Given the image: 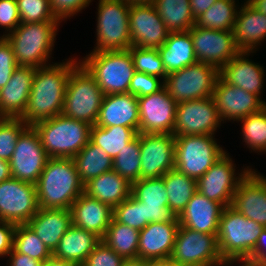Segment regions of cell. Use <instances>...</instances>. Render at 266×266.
Instances as JSON below:
<instances>
[{"mask_svg":"<svg viewBox=\"0 0 266 266\" xmlns=\"http://www.w3.org/2000/svg\"><path fill=\"white\" fill-rule=\"evenodd\" d=\"M74 60L36 68L28 103L20 117L28 126L62 114L69 75L79 64Z\"/></svg>","mask_w":266,"mask_h":266,"instance_id":"1","label":"cell"},{"mask_svg":"<svg viewBox=\"0 0 266 266\" xmlns=\"http://www.w3.org/2000/svg\"><path fill=\"white\" fill-rule=\"evenodd\" d=\"M39 208L70 209L84 193L72 158H50L36 183Z\"/></svg>","mask_w":266,"mask_h":266,"instance_id":"2","label":"cell"},{"mask_svg":"<svg viewBox=\"0 0 266 266\" xmlns=\"http://www.w3.org/2000/svg\"><path fill=\"white\" fill-rule=\"evenodd\" d=\"M61 21L20 23L11 33L2 35L10 43L18 66H47Z\"/></svg>","mask_w":266,"mask_h":266,"instance_id":"3","label":"cell"},{"mask_svg":"<svg viewBox=\"0 0 266 266\" xmlns=\"http://www.w3.org/2000/svg\"><path fill=\"white\" fill-rule=\"evenodd\" d=\"M264 228L232 206L224 207L217 233L219 250L224 261L231 265L250 258Z\"/></svg>","mask_w":266,"mask_h":266,"instance_id":"4","label":"cell"},{"mask_svg":"<svg viewBox=\"0 0 266 266\" xmlns=\"http://www.w3.org/2000/svg\"><path fill=\"white\" fill-rule=\"evenodd\" d=\"M32 127L50 158H73L90 141L92 125L60 114Z\"/></svg>","mask_w":266,"mask_h":266,"instance_id":"5","label":"cell"},{"mask_svg":"<svg viewBox=\"0 0 266 266\" xmlns=\"http://www.w3.org/2000/svg\"><path fill=\"white\" fill-rule=\"evenodd\" d=\"M79 63L95 79L104 95L129 93L135 68L129 50L90 53Z\"/></svg>","mask_w":266,"mask_h":266,"instance_id":"6","label":"cell"},{"mask_svg":"<svg viewBox=\"0 0 266 266\" xmlns=\"http://www.w3.org/2000/svg\"><path fill=\"white\" fill-rule=\"evenodd\" d=\"M103 98L95 79L79 63L69 75L62 114L93 126Z\"/></svg>","mask_w":266,"mask_h":266,"instance_id":"7","label":"cell"},{"mask_svg":"<svg viewBox=\"0 0 266 266\" xmlns=\"http://www.w3.org/2000/svg\"><path fill=\"white\" fill-rule=\"evenodd\" d=\"M130 5L126 0H99L97 44L91 53L128 50L132 46L129 26Z\"/></svg>","mask_w":266,"mask_h":266,"instance_id":"8","label":"cell"},{"mask_svg":"<svg viewBox=\"0 0 266 266\" xmlns=\"http://www.w3.org/2000/svg\"><path fill=\"white\" fill-rule=\"evenodd\" d=\"M225 153L213 135H175V169L196 180Z\"/></svg>","mask_w":266,"mask_h":266,"instance_id":"9","label":"cell"},{"mask_svg":"<svg viewBox=\"0 0 266 266\" xmlns=\"http://www.w3.org/2000/svg\"><path fill=\"white\" fill-rule=\"evenodd\" d=\"M170 258L178 266H228L221 256L217 235L181 225Z\"/></svg>","mask_w":266,"mask_h":266,"instance_id":"10","label":"cell"},{"mask_svg":"<svg viewBox=\"0 0 266 266\" xmlns=\"http://www.w3.org/2000/svg\"><path fill=\"white\" fill-rule=\"evenodd\" d=\"M219 70L209 64L196 62L167 74L164 87L176 103L212 97Z\"/></svg>","mask_w":266,"mask_h":266,"instance_id":"11","label":"cell"},{"mask_svg":"<svg viewBox=\"0 0 266 266\" xmlns=\"http://www.w3.org/2000/svg\"><path fill=\"white\" fill-rule=\"evenodd\" d=\"M49 159L38 133L28 126L18 137L9 160L11 177L36 184Z\"/></svg>","mask_w":266,"mask_h":266,"instance_id":"12","label":"cell"},{"mask_svg":"<svg viewBox=\"0 0 266 266\" xmlns=\"http://www.w3.org/2000/svg\"><path fill=\"white\" fill-rule=\"evenodd\" d=\"M38 209L36 184L14 177L0 183V221L27 224Z\"/></svg>","mask_w":266,"mask_h":266,"instance_id":"13","label":"cell"},{"mask_svg":"<svg viewBox=\"0 0 266 266\" xmlns=\"http://www.w3.org/2000/svg\"><path fill=\"white\" fill-rule=\"evenodd\" d=\"M221 119L212 97L177 104L174 135H214Z\"/></svg>","mask_w":266,"mask_h":266,"instance_id":"14","label":"cell"},{"mask_svg":"<svg viewBox=\"0 0 266 266\" xmlns=\"http://www.w3.org/2000/svg\"><path fill=\"white\" fill-rule=\"evenodd\" d=\"M235 167L228 153H225L197 180V191L224 207L231 206L240 181L251 170L247 167L235 177Z\"/></svg>","mask_w":266,"mask_h":266,"instance_id":"15","label":"cell"},{"mask_svg":"<svg viewBox=\"0 0 266 266\" xmlns=\"http://www.w3.org/2000/svg\"><path fill=\"white\" fill-rule=\"evenodd\" d=\"M197 62L212 65L219 71L240 51L233 31H219L194 25L189 29Z\"/></svg>","mask_w":266,"mask_h":266,"instance_id":"16","label":"cell"},{"mask_svg":"<svg viewBox=\"0 0 266 266\" xmlns=\"http://www.w3.org/2000/svg\"><path fill=\"white\" fill-rule=\"evenodd\" d=\"M140 179L160 178L175 168V135L140 133Z\"/></svg>","mask_w":266,"mask_h":266,"instance_id":"17","label":"cell"},{"mask_svg":"<svg viewBox=\"0 0 266 266\" xmlns=\"http://www.w3.org/2000/svg\"><path fill=\"white\" fill-rule=\"evenodd\" d=\"M137 100L139 133L174 134L177 103L165 87Z\"/></svg>","mask_w":266,"mask_h":266,"instance_id":"18","label":"cell"},{"mask_svg":"<svg viewBox=\"0 0 266 266\" xmlns=\"http://www.w3.org/2000/svg\"><path fill=\"white\" fill-rule=\"evenodd\" d=\"M129 26L132 46L141 48L158 49L170 33L152 3L131 4Z\"/></svg>","mask_w":266,"mask_h":266,"instance_id":"19","label":"cell"},{"mask_svg":"<svg viewBox=\"0 0 266 266\" xmlns=\"http://www.w3.org/2000/svg\"><path fill=\"white\" fill-rule=\"evenodd\" d=\"M212 98L223 122L227 119L238 121L266 106V102L257 95L229 85L220 76L215 84Z\"/></svg>","mask_w":266,"mask_h":266,"instance_id":"20","label":"cell"},{"mask_svg":"<svg viewBox=\"0 0 266 266\" xmlns=\"http://www.w3.org/2000/svg\"><path fill=\"white\" fill-rule=\"evenodd\" d=\"M252 170L240 181L231 206L266 228V177Z\"/></svg>","mask_w":266,"mask_h":266,"instance_id":"21","label":"cell"},{"mask_svg":"<svg viewBox=\"0 0 266 266\" xmlns=\"http://www.w3.org/2000/svg\"><path fill=\"white\" fill-rule=\"evenodd\" d=\"M131 195L143 203L147 223H166L177 218L169 208L163 177L137 180L131 184Z\"/></svg>","mask_w":266,"mask_h":266,"instance_id":"22","label":"cell"},{"mask_svg":"<svg viewBox=\"0 0 266 266\" xmlns=\"http://www.w3.org/2000/svg\"><path fill=\"white\" fill-rule=\"evenodd\" d=\"M179 226L178 217L171 222L148 223L140 231L138 258L152 260L171 257Z\"/></svg>","mask_w":266,"mask_h":266,"instance_id":"23","label":"cell"},{"mask_svg":"<svg viewBox=\"0 0 266 266\" xmlns=\"http://www.w3.org/2000/svg\"><path fill=\"white\" fill-rule=\"evenodd\" d=\"M36 68L18 66L0 89V117L20 118L27 106Z\"/></svg>","mask_w":266,"mask_h":266,"instance_id":"24","label":"cell"},{"mask_svg":"<svg viewBox=\"0 0 266 266\" xmlns=\"http://www.w3.org/2000/svg\"><path fill=\"white\" fill-rule=\"evenodd\" d=\"M95 125L126 126L139 133L137 97L130 93L104 95Z\"/></svg>","mask_w":266,"mask_h":266,"instance_id":"25","label":"cell"},{"mask_svg":"<svg viewBox=\"0 0 266 266\" xmlns=\"http://www.w3.org/2000/svg\"><path fill=\"white\" fill-rule=\"evenodd\" d=\"M223 209L221 203L209 200L196 191L178 217L179 224L198 232L217 235Z\"/></svg>","mask_w":266,"mask_h":266,"instance_id":"26","label":"cell"},{"mask_svg":"<svg viewBox=\"0 0 266 266\" xmlns=\"http://www.w3.org/2000/svg\"><path fill=\"white\" fill-rule=\"evenodd\" d=\"M252 51H239L219 71V76L229 85L261 97V90L264 82V68L258 63L247 59ZM246 57V58H245Z\"/></svg>","mask_w":266,"mask_h":266,"instance_id":"27","label":"cell"},{"mask_svg":"<svg viewBox=\"0 0 266 266\" xmlns=\"http://www.w3.org/2000/svg\"><path fill=\"white\" fill-rule=\"evenodd\" d=\"M72 224L94 232L102 238L113 218V209L99 200L82 193L72 204Z\"/></svg>","mask_w":266,"mask_h":266,"instance_id":"28","label":"cell"},{"mask_svg":"<svg viewBox=\"0 0 266 266\" xmlns=\"http://www.w3.org/2000/svg\"><path fill=\"white\" fill-rule=\"evenodd\" d=\"M27 225L53 252L72 225V213L70 209L39 208Z\"/></svg>","mask_w":266,"mask_h":266,"instance_id":"29","label":"cell"},{"mask_svg":"<svg viewBox=\"0 0 266 266\" xmlns=\"http://www.w3.org/2000/svg\"><path fill=\"white\" fill-rule=\"evenodd\" d=\"M233 35L240 51L255 52L254 48L266 38V15L246 1L237 12Z\"/></svg>","mask_w":266,"mask_h":266,"instance_id":"30","label":"cell"},{"mask_svg":"<svg viewBox=\"0 0 266 266\" xmlns=\"http://www.w3.org/2000/svg\"><path fill=\"white\" fill-rule=\"evenodd\" d=\"M101 238L94 232L71 225L61 237L52 256L82 266L88 255L100 243Z\"/></svg>","mask_w":266,"mask_h":266,"instance_id":"31","label":"cell"},{"mask_svg":"<svg viewBox=\"0 0 266 266\" xmlns=\"http://www.w3.org/2000/svg\"><path fill=\"white\" fill-rule=\"evenodd\" d=\"M84 193L113 209L131 195V183L112 169L86 183Z\"/></svg>","mask_w":266,"mask_h":266,"instance_id":"32","label":"cell"},{"mask_svg":"<svg viewBox=\"0 0 266 266\" xmlns=\"http://www.w3.org/2000/svg\"><path fill=\"white\" fill-rule=\"evenodd\" d=\"M158 52L167 74L197 62L189 31L169 33L165 43L158 48Z\"/></svg>","mask_w":266,"mask_h":266,"instance_id":"33","label":"cell"},{"mask_svg":"<svg viewBox=\"0 0 266 266\" xmlns=\"http://www.w3.org/2000/svg\"><path fill=\"white\" fill-rule=\"evenodd\" d=\"M72 159L84 185L91 179L113 169V159L91 141Z\"/></svg>","mask_w":266,"mask_h":266,"instance_id":"34","label":"cell"},{"mask_svg":"<svg viewBox=\"0 0 266 266\" xmlns=\"http://www.w3.org/2000/svg\"><path fill=\"white\" fill-rule=\"evenodd\" d=\"M162 177L168 194L169 208L176 217H179L197 191V180L175 168L169 170Z\"/></svg>","mask_w":266,"mask_h":266,"instance_id":"35","label":"cell"},{"mask_svg":"<svg viewBox=\"0 0 266 266\" xmlns=\"http://www.w3.org/2000/svg\"><path fill=\"white\" fill-rule=\"evenodd\" d=\"M152 4L170 33L189 31L195 25L190 0H154Z\"/></svg>","mask_w":266,"mask_h":266,"instance_id":"36","label":"cell"},{"mask_svg":"<svg viewBox=\"0 0 266 266\" xmlns=\"http://www.w3.org/2000/svg\"><path fill=\"white\" fill-rule=\"evenodd\" d=\"M140 231L111 219L101 241L124 259L138 258Z\"/></svg>","mask_w":266,"mask_h":266,"instance_id":"37","label":"cell"},{"mask_svg":"<svg viewBox=\"0 0 266 266\" xmlns=\"http://www.w3.org/2000/svg\"><path fill=\"white\" fill-rule=\"evenodd\" d=\"M137 135L138 133L134 129L126 126L100 127L93 125L90 132V141L114 159Z\"/></svg>","mask_w":266,"mask_h":266,"instance_id":"38","label":"cell"},{"mask_svg":"<svg viewBox=\"0 0 266 266\" xmlns=\"http://www.w3.org/2000/svg\"><path fill=\"white\" fill-rule=\"evenodd\" d=\"M235 0H217L196 18L195 25L212 30L233 31L239 8Z\"/></svg>","mask_w":266,"mask_h":266,"instance_id":"39","label":"cell"},{"mask_svg":"<svg viewBox=\"0 0 266 266\" xmlns=\"http://www.w3.org/2000/svg\"><path fill=\"white\" fill-rule=\"evenodd\" d=\"M140 133L113 159V170L133 184L140 179Z\"/></svg>","mask_w":266,"mask_h":266,"instance_id":"40","label":"cell"},{"mask_svg":"<svg viewBox=\"0 0 266 266\" xmlns=\"http://www.w3.org/2000/svg\"><path fill=\"white\" fill-rule=\"evenodd\" d=\"M13 249L39 261L52 256L51 250L40 240L27 224L16 225L13 238Z\"/></svg>","mask_w":266,"mask_h":266,"instance_id":"41","label":"cell"},{"mask_svg":"<svg viewBox=\"0 0 266 266\" xmlns=\"http://www.w3.org/2000/svg\"><path fill=\"white\" fill-rule=\"evenodd\" d=\"M243 140L253 151L266 152V106L256 113L239 119Z\"/></svg>","mask_w":266,"mask_h":266,"instance_id":"42","label":"cell"},{"mask_svg":"<svg viewBox=\"0 0 266 266\" xmlns=\"http://www.w3.org/2000/svg\"><path fill=\"white\" fill-rule=\"evenodd\" d=\"M136 72L159 77L165 81L167 73L164 69L158 49L131 46L129 49Z\"/></svg>","mask_w":266,"mask_h":266,"instance_id":"43","label":"cell"},{"mask_svg":"<svg viewBox=\"0 0 266 266\" xmlns=\"http://www.w3.org/2000/svg\"><path fill=\"white\" fill-rule=\"evenodd\" d=\"M27 127L21 118L0 117V159H11L17 139Z\"/></svg>","mask_w":266,"mask_h":266,"instance_id":"44","label":"cell"},{"mask_svg":"<svg viewBox=\"0 0 266 266\" xmlns=\"http://www.w3.org/2000/svg\"><path fill=\"white\" fill-rule=\"evenodd\" d=\"M113 219L138 231L148 225L144 220L143 203L132 195L113 208Z\"/></svg>","mask_w":266,"mask_h":266,"instance_id":"45","label":"cell"},{"mask_svg":"<svg viewBox=\"0 0 266 266\" xmlns=\"http://www.w3.org/2000/svg\"><path fill=\"white\" fill-rule=\"evenodd\" d=\"M21 23L59 21L53 14L49 0H16Z\"/></svg>","mask_w":266,"mask_h":266,"instance_id":"46","label":"cell"},{"mask_svg":"<svg viewBox=\"0 0 266 266\" xmlns=\"http://www.w3.org/2000/svg\"><path fill=\"white\" fill-rule=\"evenodd\" d=\"M161 78L146 73L135 72L129 85V93L141 98L158 92L164 87Z\"/></svg>","mask_w":266,"mask_h":266,"instance_id":"47","label":"cell"},{"mask_svg":"<svg viewBox=\"0 0 266 266\" xmlns=\"http://www.w3.org/2000/svg\"><path fill=\"white\" fill-rule=\"evenodd\" d=\"M124 260L122 256L100 241L82 266H122Z\"/></svg>","mask_w":266,"mask_h":266,"instance_id":"48","label":"cell"},{"mask_svg":"<svg viewBox=\"0 0 266 266\" xmlns=\"http://www.w3.org/2000/svg\"><path fill=\"white\" fill-rule=\"evenodd\" d=\"M18 67L12 47L5 37H0V89L10 80Z\"/></svg>","mask_w":266,"mask_h":266,"instance_id":"49","label":"cell"},{"mask_svg":"<svg viewBox=\"0 0 266 266\" xmlns=\"http://www.w3.org/2000/svg\"><path fill=\"white\" fill-rule=\"evenodd\" d=\"M55 17L61 22L89 6L92 0H49Z\"/></svg>","mask_w":266,"mask_h":266,"instance_id":"50","label":"cell"},{"mask_svg":"<svg viewBox=\"0 0 266 266\" xmlns=\"http://www.w3.org/2000/svg\"><path fill=\"white\" fill-rule=\"evenodd\" d=\"M20 23L16 0H0V27L11 33Z\"/></svg>","mask_w":266,"mask_h":266,"instance_id":"51","label":"cell"},{"mask_svg":"<svg viewBox=\"0 0 266 266\" xmlns=\"http://www.w3.org/2000/svg\"><path fill=\"white\" fill-rule=\"evenodd\" d=\"M16 224L0 221V257H5L13 249Z\"/></svg>","mask_w":266,"mask_h":266,"instance_id":"52","label":"cell"},{"mask_svg":"<svg viewBox=\"0 0 266 266\" xmlns=\"http://www.w3.org/2000/svg\"><path fill=\"white\" fill-rule=\"evenodd\" d=\"M9 266H40L41 261L31 258L26 254L18 253L12 249L8 255Z\"/></svg>","mask_w":266,"mask_h":266,"instance_id":"53","label":"cell"},{"mask_svg":"<svg viewBox=\"0 0 266 266\" xmlns=\"http://www.w3.org/2000/svg\"><path fill=\"white\" fill-rule=\"evenodd\" d=\"M250 258L262 263H266V228H264L259 236Z\"/></svg>","mask_w":266,"mask_h":266,"instance_id":"54","label":"cell"},{"mask_svg":"<svg viewBox=\"0 0 266 266\" xmlns=\"http://www.w3.org/2000/svg\"><path fill=\"white\" fill-rule=\"evenodd\" d=\"M217 0H190L192 14L196 19L199 15L207 11Z\"/></svg>","mask_w":266,"mask_h":266,"instance_id":"55","label":"cell"},{"mask_svg":"<svg viewBox=\"0 0 266 266\" xmlns=\"http://www.w3.org/2000/svg\"><path fill=\"white\" fill-rule=\"evenodd\" d=\"M40 266H77V265L72 262L65 261V260L58 259V258L51 256L45 261H42Z\"/></svg>","mask_w":266,"mask_h":266,"instance_id":"56","label":"cell"},{"mask_svg":"<svg viewBox=\"0 0 266 266\" xmlns=\"http://www.w3.org/2000/svg\"><path fill=\"white\" fill-rule=\"evenodd\" d=\"M11 177L9 161L0 159V183Z\"/></svg>","mask_w":266,"mask_h":266,"instance_id":"57","label":"cell"},{"mask_svg":"<svg viewBox=\"0 0 266 266\" xmlns=\"http://www.w3.org/2000/svg\"><path fill=\"white\" fill-rule=\"evenodd\" d=\"M147 266H178L170 257L147 260Z\"/></svg>","mask_w":266,"mask_h":266,"instance_id":"58","label":"cell"},{"mask_svg":"<svg viewBox=\"0 0 266 266\" xmlns=\"http://www.w3.org/2000/svg\"><path fill=\"white\" fill-rule=\"evenodd\" d=\"M247 2L257 11L266 15V0H247Z\"/></svg>","mask_w":266,"mask_h":266,"instance_id":"59","label":"cell"},{"mask_svg":"<svg viewBox=\"0 0 266 266\" xmlns=\"http://www.w3.org/2000/svg\"><path fill=\"white\" fill-rule=\"evenodd\" d=\"M122 266H147V260L143 259H125Z\"/></svg>","mask_w":266,"mask_h":266,"instance_id":"60","label":"cell"},{"mask_svg":"<svg viewBox=\"0 0 266 266\" xmlns=\"http://www.w3.org/2000/svg\"><path fill=\"white\" fill-rule=\"evenodd\" d=\"M240 262L243 263L241 266H266V263H262L251 258L240 260Z\"/></svg>","mask_w":266,"mask_h":266,"instance_id":"61","label":"cell"},{"mask_svg":"<svg viewBox=\"0 0 266 266\" xmlns=\"http://www.w3.org/2000/svg\"><path fill=\"white\" fill-rule=\"evenodd\" d=\"M129 4L153 3L154 0H126Z\"/></svg>","mask_w":266,"mask_h":266,"instance_id":"62","label":"cell"}]
</instances>
